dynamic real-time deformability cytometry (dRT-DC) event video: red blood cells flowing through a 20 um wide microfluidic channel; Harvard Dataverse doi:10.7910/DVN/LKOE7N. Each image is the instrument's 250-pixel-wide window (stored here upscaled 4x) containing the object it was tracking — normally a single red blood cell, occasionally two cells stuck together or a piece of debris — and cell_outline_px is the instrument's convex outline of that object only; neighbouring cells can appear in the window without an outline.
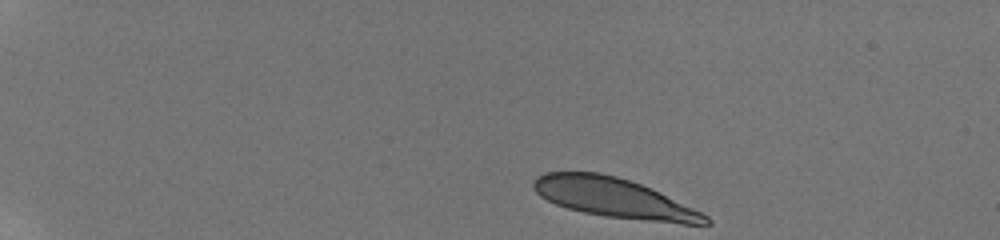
{"species": "human", "species_latin": "Homo sapiens", "temperature_condition": "room temperature", "stored_images_in_passage": 45, "camera_frame_rate_fps": 3000, "um_per_image_px": 0.085, "donor": {"sex": "male"}, "frame": {"image": 1, "passage_image": 1, "time_ms": 0.0, "image_size_px": [1000, 240], "cell_outline_px": [[712, 224], [684, 224], [604, 216], [584, 212], [568, 208], [556, 204], [540, 196], [532, 188], [532, 180], [536, 176], [544, 172], [600, 172], [616, 176], [640, 184], [692, 208], [708, 216], [712, 220]], "centroid_in_image_um": [52.13, 16.81], "position_along_channel_um": 32.9, "area_um2": 39.19}}
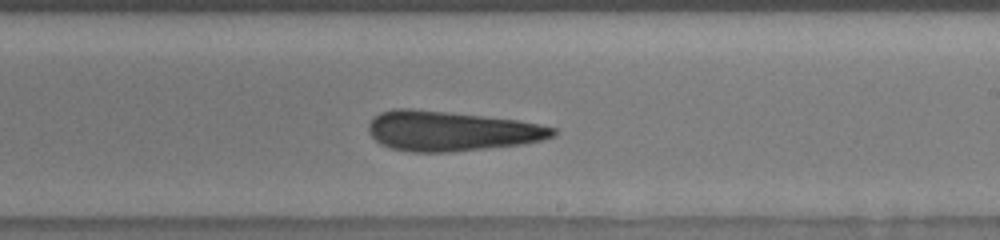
{"frame": {"image": 2, "passage_image": 26, "time_ms": 8.333, "image_size_px": [1000, 240], "cell_outline_px": [[556, 136], [544, 140], [524, 144], [448, 152], [412, 152], [392, 148], [380, 144], [368, 132], [368, 124], [372, 116], [380, 112], [396, 108], [408, 108], [484, 116], [520, 120], [540, 124], [556, 128]], "centroid_in_image_um": [38.35, 11.13], "position_along_channel_um": 250.6, "area_um2": 43.06}}
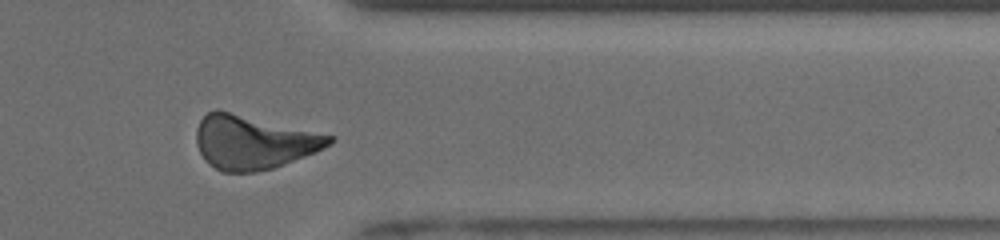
{"frame": {"image": 3, "passage_image": 37, "time_ms": 12.0, "image_size_px": [1000, 240], "cell_outline_px": [[336, 140], [332, 144], [316, 152], [272, 168], [256, 172], [224, 172], [216, 168], [204, 160], [196, 144], [196, 128], [200, 120], [208, 112], [216, 108], [336, 136]], "centroid_in_image_um": [21.55, 12.07], "position_along_channel_um": 389.8, "area_um2": 41.91}, "authors_computed_cell_mechanics": {"area_um2": 42.0784, "velocity_mm_per_s": 3.8586, "shape_relaxation_time_tau1_ms": null, "shape_relaxation_time_tau2_ms": 9.1138, "deformation_change_tau1": null, "deformation_change_tau2": 0.1696}}